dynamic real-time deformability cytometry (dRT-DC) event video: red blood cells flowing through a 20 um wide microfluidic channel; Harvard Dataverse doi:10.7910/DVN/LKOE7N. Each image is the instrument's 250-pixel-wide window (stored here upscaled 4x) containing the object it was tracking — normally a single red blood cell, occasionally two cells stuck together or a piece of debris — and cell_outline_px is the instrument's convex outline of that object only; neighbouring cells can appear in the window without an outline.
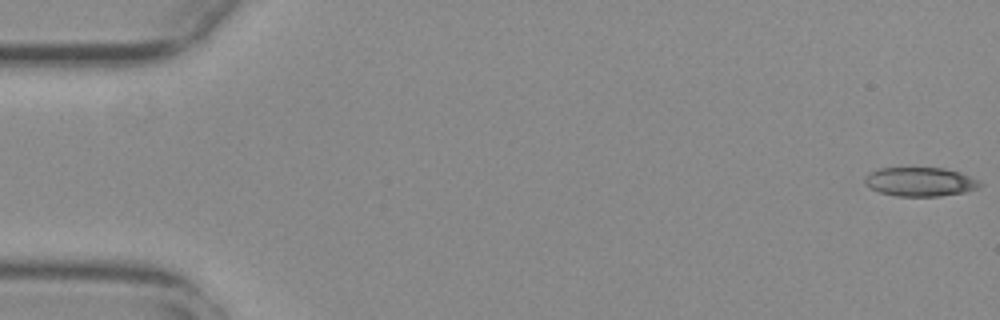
{"species": "common noctule bat (a hibernating species)", "species_latin": "Nyctalus noctula", "temperature_condition": "warm", "stored_images_in_passage": 55, "camera_frame_rate_fps": 3000, "um_per_image_px": 0.085, "animal": {"sex": "female", "body_mass_g": 29.2, "forearm_length_mm": 56.3}, "frame": {"image": 1, "passage_image": 1, "time_ms": 0.0, "image_size_px": [1000, 320], "cell_outline_px": [[984, 184], [980, 188], [964, 192], [940, 196], [896, 196], [880, 192], [868, 188], [864, 184], [864, 176], [868, 172], [880, 168], [944, 168], [960, 172], [980, 180]], "centroid_in_image_um": [78.21, 15.45], "position_along_channel_um": 6.8, "area_um2": 19.77}}
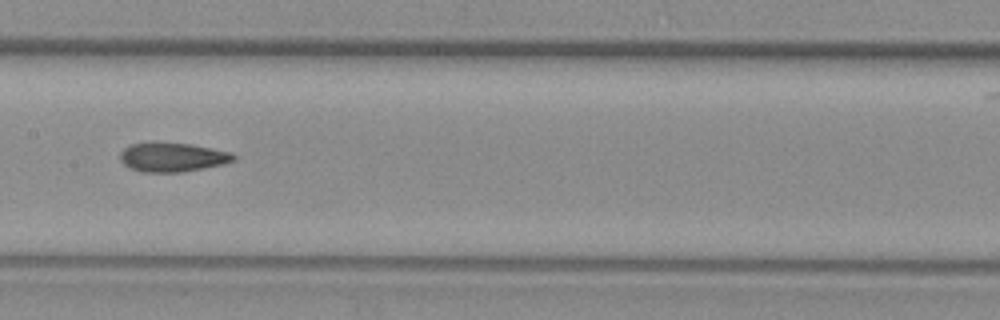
{"frame": {"image": 2, "passage_image": 28, "time_ms": 9.0, "image_size_px": [1000, 320], "cell_outline_px": [[236, 160], [224, 164], [184, 172], [144, 172], [128, 168], [120, 160], [120, 152], [124, 148], [132, 144], [152, 140], [156, 140], [192, 144], [232, 152], [236, 156]], "centroid_in_image_um": [14.65, 13.33], "position_along_channel_um": 192.7, "area_um2": 19.94}}
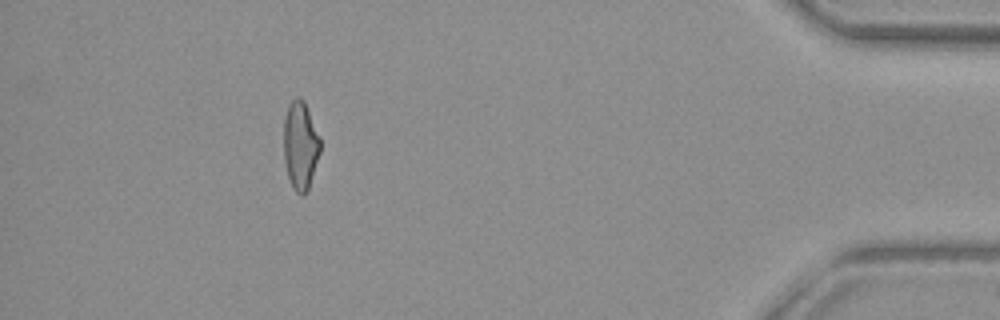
{"frame": {"image": 3, "passage_image": 50, "time_ms": 16.333, "image_size_px": [1000, 320], "cell_outline_px": [[320, 152], [308, 188], [304, 196], [300, 196], [292, 188], [288, 176], [284, 160], [284, 116], [288, 104], [296, 96], [300, 96], [304, 100], [320, 140]], "centroid_in_image_um": [25.51, 12.35], "position_along_channel_um": 409.7, "area_um2": 18.73}, "authors_computed_cell_mechanics": {"area_um2": 19.4208, "velocity_mm_per_s": 3.7838, "shape_relaxation_time_tau1_ms": null, "shape_relaxation_time_tau2_ms": 2.3646, "deformation_change_tau1": null, "deformation_change_tau2": 0.1004}}